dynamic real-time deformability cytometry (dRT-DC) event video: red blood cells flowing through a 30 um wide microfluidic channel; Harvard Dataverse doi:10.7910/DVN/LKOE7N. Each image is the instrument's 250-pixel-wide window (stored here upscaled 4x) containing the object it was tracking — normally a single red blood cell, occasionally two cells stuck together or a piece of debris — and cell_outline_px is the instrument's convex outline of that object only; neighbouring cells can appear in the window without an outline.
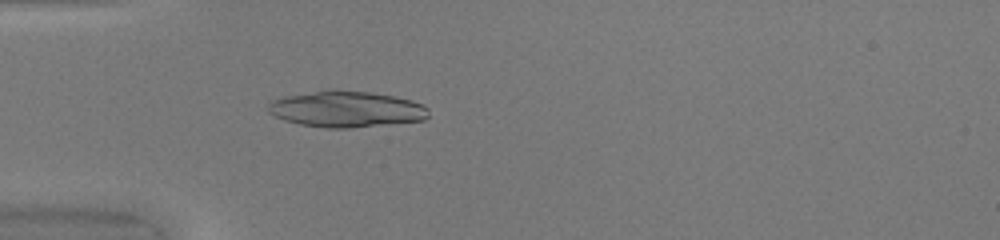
{"species": "common noctule bat (a hibernating species)", "species_latin": "Nyctalus noctula", "temperature_condition": "warm", "stored_images_in_passage": 50, "camera_frame_rate_fps": 3000, "um_per_image_px": 0.085, "animal": {"sex": "female", "body_mass_g": 20.0, "forearm_length_mm": 54.0}, "frame": {"image": 1, "passage_image": 16, "time_ms": 5.0, "image_size_px": [1000, 240], "cell_outline_px": [[428, 116], [424, 120], [348, 128], [328, 128], [300, 124], [284, 120], [268, 112], [268, 104], [284, 96], [316, 92], [368, 92], [392, 96], [412, 100], [424, 104], [428, 108]], "centroid_in_image_um": [29.48, 9.31], "position_along_channel_um": 55.5, "area_um2": 32.77}}
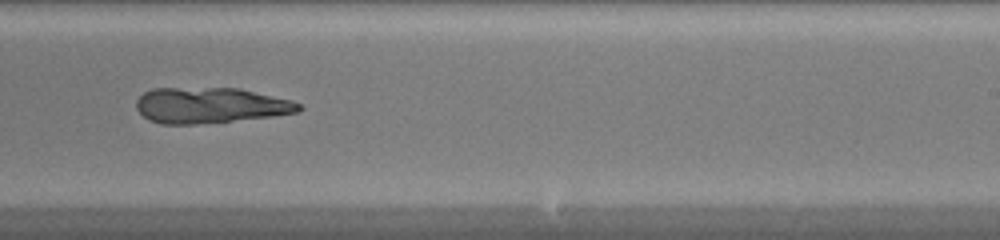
{"frame": {"image": 2, "passage_image": 32, "time_ms": 10.333, "image_size_px": [1000, 240], "cell_outline_px": [[304, 108], [296, 112], [272, 116], [192, 124], [160, 124], [148, 120], [136, 108], [136, 100], [144, 92], [152, 88], [240, 88], [292, 100], [300, 104]], "centroid_in_image_um": [17.85, 8.94], "position_along_channel_um": 271.2, "area_um2": 33.64}}
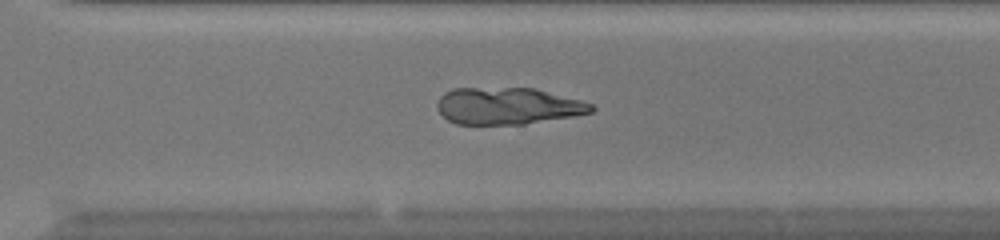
{"frame": {"image": 3, "passage_image": 36, "time_ms": 11.667, "image_size_px": [1000, 240], "cell_outline_px": [[596, 108], [592, 112], [572, 116], [524, 124], [456, 124], [448, 120], [440, 112], [436, 104], [440, 96], [444, 92], [452, 88], [536, 88], [580, 100], [592, 104]], "centroid_in_image_um": [43.14, 9.0], "position_along_channel_um": 327.5, "area_um2": 33.06}}